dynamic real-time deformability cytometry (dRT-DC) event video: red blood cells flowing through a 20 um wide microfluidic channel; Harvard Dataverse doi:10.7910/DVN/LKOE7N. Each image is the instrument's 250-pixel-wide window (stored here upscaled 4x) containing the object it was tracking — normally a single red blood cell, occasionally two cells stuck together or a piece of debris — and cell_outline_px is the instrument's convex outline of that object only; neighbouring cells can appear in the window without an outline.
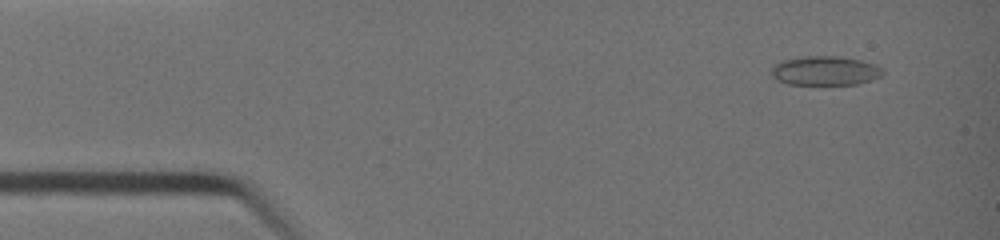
{"species": "common noctule bat (a hibernating species)", "species_latin": "Nyctalus noctula", "temperature_condition": "warm", "stored_images_in_passage": 30, "camera_frame_rate_fps": 3000, "um_per_image_px": 0.085, "animal": {"sex": "female", "body_mass_g": 19.0, "forearm_length_mm": 51.5}, "frame": {"image": 1, "passage_image": 1, "time_ms": 0.0, "image_size_px": [1000, 240], "cell_outline_px": [[884, 72], [880, 76], [872, 80], [856, 84], [788, 84], [776, 80], [772, 76], [772, 68], [780, 60], [804, 56], [840, 56], [860, 60], [876, 64]], "centroid_in_image_um": [70.12, 6.0], "position_along_channel_um": 14.9, "area_um2": 18.96}}
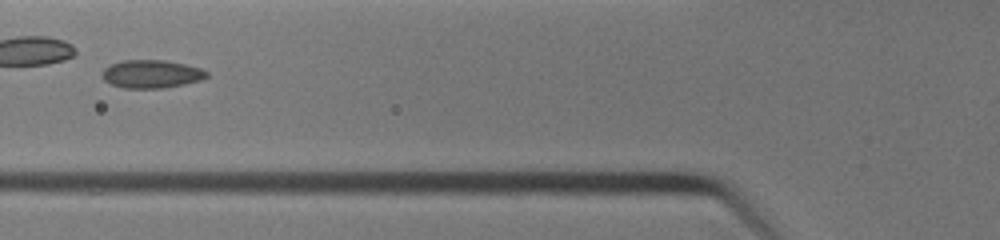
{"frame": {"image": 2, "passage_image": 13, "time_ms": 4.0, "image_size_px": [1000, 240], "cell_outline_px": [[208, 76], [200, 80], [184, 84], [160, 88], [124, 88], [112, 84], [104, 80], [100, 72], [104, 68], [112, 64], [124, 60], [164, 60], [184, 64], [200, 68], [208, 72]], "centroid_in_image_um": [12.85, 6.29], "position_along_channel_um": 112.9, "area_um2": 16.99}}